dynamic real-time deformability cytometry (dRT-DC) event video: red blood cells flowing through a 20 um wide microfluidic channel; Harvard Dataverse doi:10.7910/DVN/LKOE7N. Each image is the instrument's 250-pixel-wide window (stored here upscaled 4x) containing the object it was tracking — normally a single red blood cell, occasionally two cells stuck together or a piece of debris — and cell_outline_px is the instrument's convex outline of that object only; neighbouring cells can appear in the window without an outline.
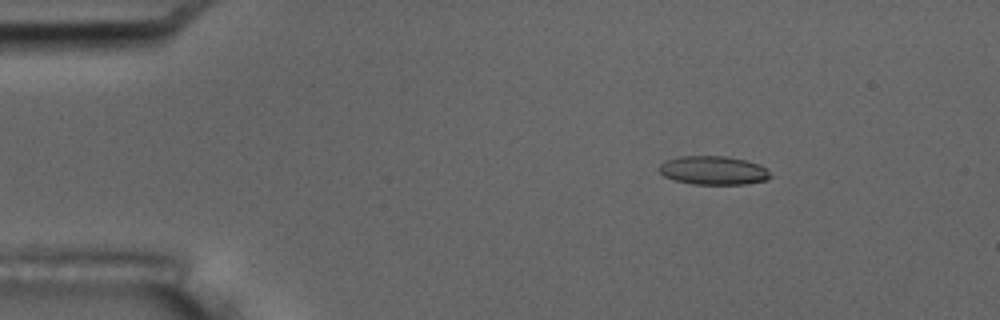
{"species": "common noctule bat (a hibernating species)", "species_latin": "Nyctalus noctula", "temperature_condition": "room temperature", "stored_images_in_passage": 14, "camera_frame_rate_fps": 3000, "um_per_image_px": 0.085, "animal": {"sex": "male", "body_mass_g": 17.5, "forearm_length_mm": 52.3}, "frame": {"image": 1, "passage_image": 3, "time_ms": 2.333, "image_size_px": [1000, 320], "cell_outline_px": [[772, 176], [768, 180], [744, 184], [692, 184], [676, 180], [664, 176], [656, 168], [664, 160], [680, 156], [724, 156], [744, 160], [760, 164], [768, 168]], "centroid_in_image_um": [60.64, 14.48], "position_along_channel_um": 24.4, "area_um2": 18.79}, "authors_computed_cell_mechanics": {"area_um2": 18.785, "velocity_mm_per_s": 3.4681, "shape_relaxation_time_tau1_ms": 4.2454, "shape_relaxation_time_tau2_ms": 1.365, "deformation_change_tau1": 0.145, "deformation_change_tau2": 0.0738}}